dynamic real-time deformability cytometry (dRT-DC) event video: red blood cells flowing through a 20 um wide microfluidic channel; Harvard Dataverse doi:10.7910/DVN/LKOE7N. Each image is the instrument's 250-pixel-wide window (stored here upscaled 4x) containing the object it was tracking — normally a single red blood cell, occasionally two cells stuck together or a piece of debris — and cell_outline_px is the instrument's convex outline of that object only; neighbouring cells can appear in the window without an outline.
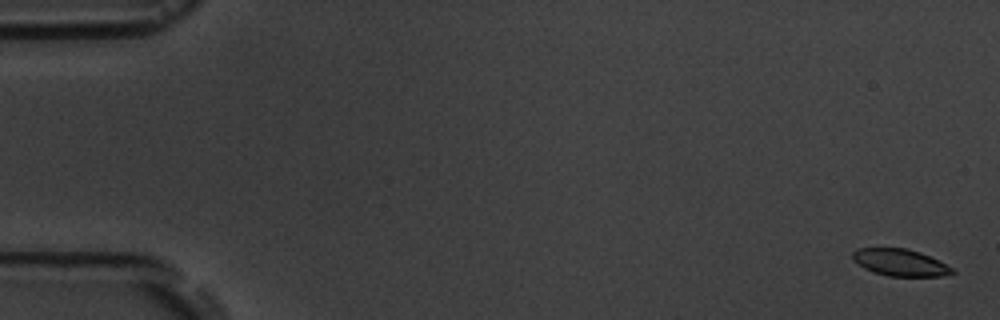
{"species": "common noctule bat (a hibernating species)", "species_latin": "Nyctalus noctula", "temperature_condition": "room temperature", "stored_images_in_passage": 6, "camera_frame_rate_fps": 3000, "um_per_image_px": 0.085, "animal": {"sex": "male", "body_mass_g": 19.5, "forearm_length_mm": 54.6}, "frame": {"image": 1, "passage_image": 1, "time_ms": 0.0, "image_size_px": [1000, 320], "cell_outline_px": [[956, 272], [940, 276], [888, 276], [864, 268], [852, 260], [852, 252], [856, 248], [908, 248], [920, 252], [952, 268]], "centroid_in_image_um": [76.46, 22.3], "position_along_channel_um": 8.5, "area_um2": 15.43}}
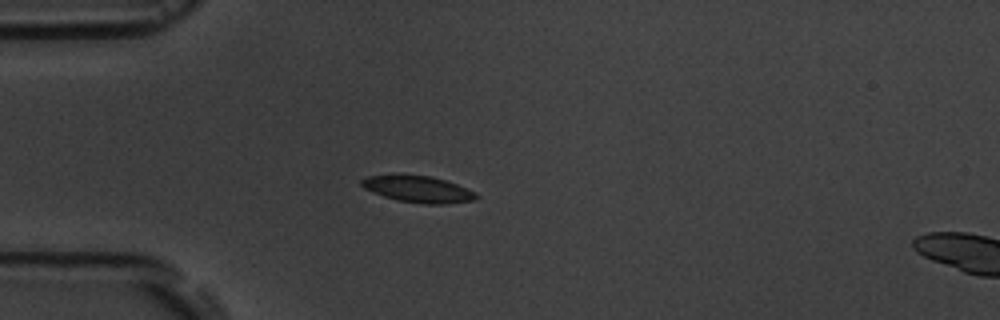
{"frame": {"image": 2, "passage_image": 5, "time_ms": 4.667, "image_size_px": [1000, 320], "cell_outline_px": [[480, 196], [476, 200], [444, 204], [424, 204], [396, 200], [372, 192], [364, 188], [360, 184], [360, 180], [364, 176], [392, 172], [432, 176], [456, 184], [476, 192]], "centroid_in_image_um": [35.46, 16.04], "position_along_channel_um": 49.5, "area_um2": 18.5}}